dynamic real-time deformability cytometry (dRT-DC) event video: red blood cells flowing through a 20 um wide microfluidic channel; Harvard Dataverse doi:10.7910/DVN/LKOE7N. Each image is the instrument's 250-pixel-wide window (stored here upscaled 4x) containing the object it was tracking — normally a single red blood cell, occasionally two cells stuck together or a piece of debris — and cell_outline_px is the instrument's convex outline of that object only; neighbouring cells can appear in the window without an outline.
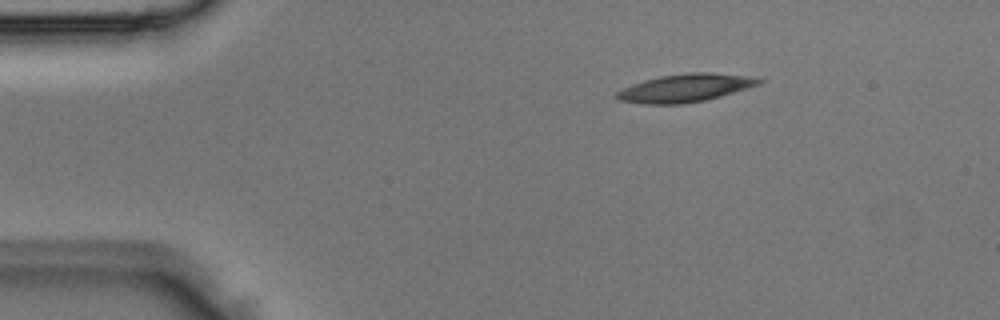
{"species": "Egyptian fruit bat (a non-hibernating species)", "species_latin": "Rousettus aegyptiacus", "temperature_condition": "room temperature", "stored_images_in_passage": 2, "camera_frame_rate_fps": 3000, "um_per_image_px": 0.085, "animal": {"sex": "male"}, "frame": {"image": 1, "passage_image": 1, "time_ms": 0.0, "image_size_px": [1000, 320], "cell_outline_px": [[764, 80], [760, 84], [748, 88], [720, 96], [704, 100], [680, 104], [644, 104], [620, 100], [612, 96], [616, 92], [632, 84], [644, 80], [660, 76], [688, 72], [712, 72], [756, 76]], "centroid_in_image_um": [58.28, 7.46], "position_along_channel_um": 26.7, "area_um2": 23.35}}